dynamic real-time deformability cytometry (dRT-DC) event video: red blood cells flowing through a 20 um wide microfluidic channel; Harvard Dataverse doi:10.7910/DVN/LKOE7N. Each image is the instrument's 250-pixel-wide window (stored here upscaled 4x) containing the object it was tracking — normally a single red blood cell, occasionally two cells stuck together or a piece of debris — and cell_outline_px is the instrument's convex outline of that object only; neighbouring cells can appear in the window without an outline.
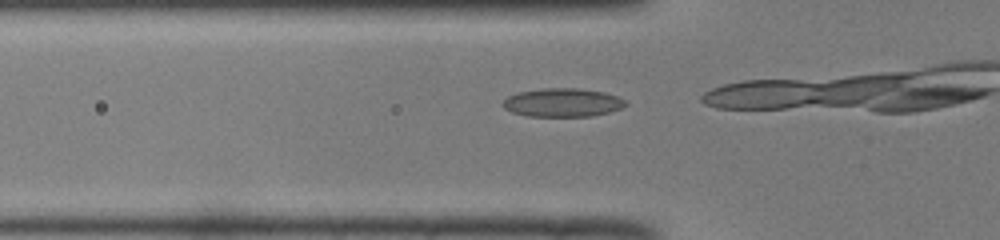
{"species": "common noctule bat (a hibernating species)", "species_latin": "Nyctalus noctula", "temperature_condition": "room temperature", "stored_images_in_passage": 15, "camera_frame_rate_fps": 3000, "um_per_image_px": 0.085, "animal": {"sex": "male", "body_mass_g": 19.0, "forearm_length_mm": 50.8}, "frame": {"image": 1, "passage_image": 13, "time_ms": 4.0, "image_size_px": [1000, 240], "cell_outline_px": [[628, 104], [620, 108], [608, 112], [592, 116], [528, 116], [512, 112], [504, 108], [500, 104], [508, 96], [516, 92], [544, 88], [580, 88], [604, 92], [616, 96], [624, 100]], "centroid_in_image_um": [47.78, 8.71], "position_along_channel_um": 78.0, "area_um2": 20.4}}